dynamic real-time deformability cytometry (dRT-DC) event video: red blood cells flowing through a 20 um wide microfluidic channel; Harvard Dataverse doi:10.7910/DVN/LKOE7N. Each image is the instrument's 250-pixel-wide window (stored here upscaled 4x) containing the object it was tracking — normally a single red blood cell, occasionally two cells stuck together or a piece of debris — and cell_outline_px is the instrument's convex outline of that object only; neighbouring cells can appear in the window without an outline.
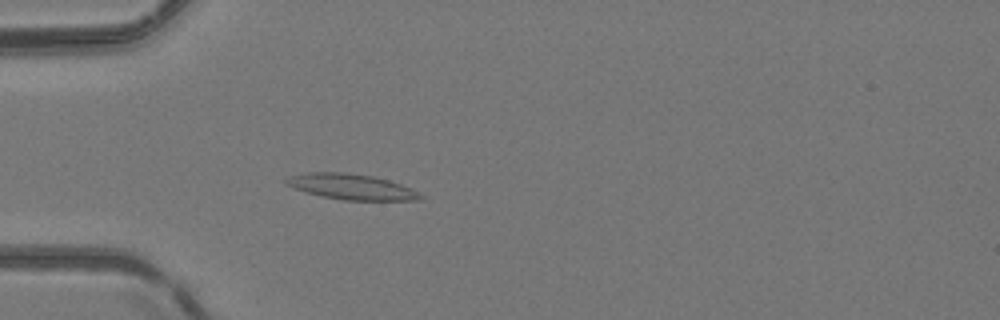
{"species": "common noctule bat (a hibernating species)", "species_latin": "Nyctalus noctula", "temperature_condition": "room temperature", "stored_images_in_passage": 46, "camera_frame_rate_fps": 3000, "um_per_image_px": 0.085, "animal": {"sex": "female", "body_mass_g": 24.6, "forearm_length_mm": 56.2}, "frame": {"image": 1, "passage_image": 16, "time_ms": 5.0, "image_size_px": [1000, 320], "cell_outline_px": [[424, 196], [416, 200], [344, 200], [324, 196], [308, 192], [296, 188], [288, 184], [284, 180], [288, 176], [308, 172], [344, 172], [372, 176], [388, 180], [400, 184]], "centroid_in_image_um": [29.84, 15.86], "position_along_channel_um": 55.2, "area_um2": 19.48}}
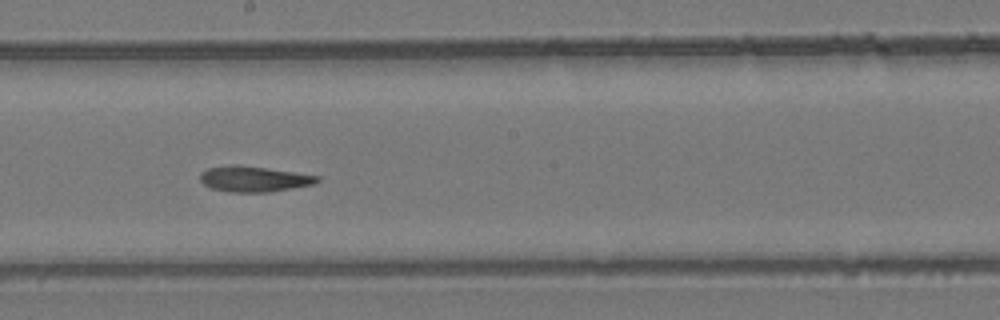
{"frame": {"image": 2, "passage_image": 29, "time_ms": 9.333, "image_size_px": [1000, 320], "cell_outline_px": [[320, 180], [316, 184], [268, 192], [228, 192], [212, 188], [204, 184], [200, 180], [200, 172], [208, 168], [228, 164], [236, 164], [296, 172], [320, 176]], "centroid_in_image_um": [21.58, 15.2], "position_along_channel_um": 226.6, "area_um2": 17.63}}
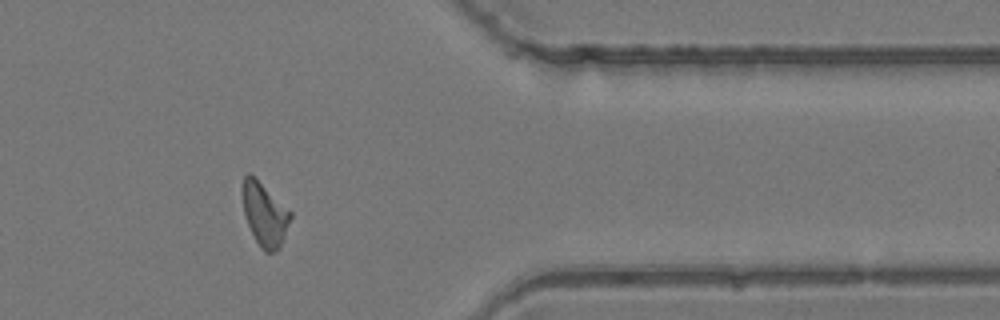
{"frame": {"image": 3, "passage_image": 42, "time_ms": 13.667, "image_size_px": [1000, 320], "cell_outline_px": [[292, 216], [280, 248], [276, 252], [264, 252], [260, 248], [248, 224], [244, 212], [244, 176], [248, 172], [292, 212]], "centroid_in_image_um": [22.54, 18.29], "position_along_channel_um": 388.9, "area_um2": 17.11}, "authors_computed_cell_mechanics": {"area_um2": 17.9469, "velocity_mm_per_s": 4.151, "shape_relaxation_time_tau1_ms": null, "shape_relaxation_time_tau2_ms": 3.9728, "deformation_change_tau1": null, "deformation_change_tau2": 0.1093}}